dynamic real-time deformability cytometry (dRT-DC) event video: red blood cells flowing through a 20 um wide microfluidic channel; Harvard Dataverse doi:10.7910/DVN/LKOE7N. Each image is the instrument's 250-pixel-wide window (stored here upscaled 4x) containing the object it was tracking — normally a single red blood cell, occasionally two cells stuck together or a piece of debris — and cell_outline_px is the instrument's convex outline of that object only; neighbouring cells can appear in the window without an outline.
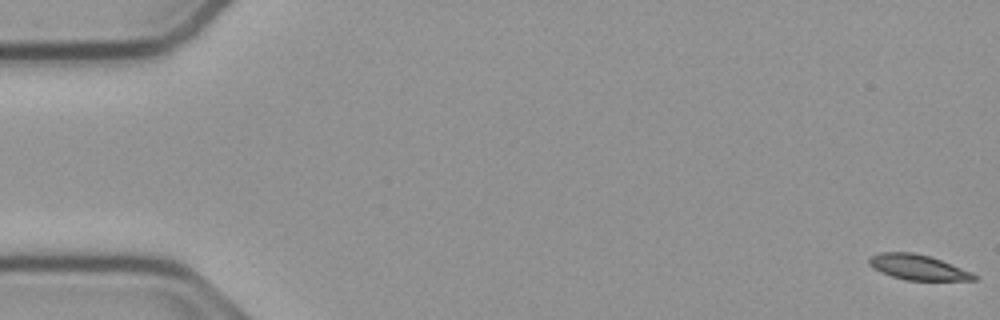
{"species": "common noctule bat (a hibernating species)", "species_latin": "Nyctalus noctula", "temperature_condition": "cold", "stored_images_in_passage": 56, "camera_frame_rate_fps": 3000, "um_per_image_px": 0.085, "animal": {"sex": "male", "body_mass_g": 23.1, "forearm_length_mm": 52.7}, "frame": {"image": 1, "passage_image": 1, "time_ms": 0.0, "image_size_px": [1000, 320], "cell_outline_px": [[976, 280], [904, 280], [880, 272], [872, 268], [868, 264], [868, 260], [872, 256], [880, 252], [912, 252], [928, 256], [940, 260], [972, 272], [976, 276]], "centroid_in_image_um": [77.97, 22.72], "position_along_channel_um": 7.0, "area_um2": 15.26}}
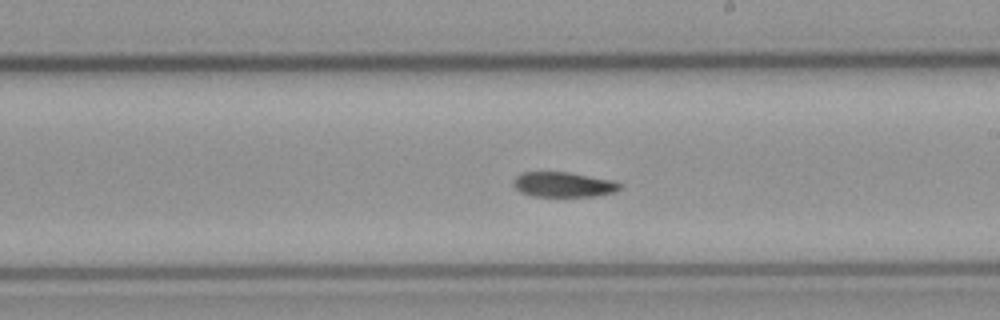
{"frame": {"image": 2, "passage_image": 32, "time_ms": 10.333, "image_size_px": [1000, 320], "cell_outline_px": [[620, 188], [616, 192], [596, 196], [532, 196], [520, 192], [512, 184], [512, 180], [516, 176], [524, 172], [568, 172], [616, 180], [620, 184]], "centroid_in_image_um": [47.9, 15.68], "position_along_channel_um": 241.1, "area_um2": 15.66}}
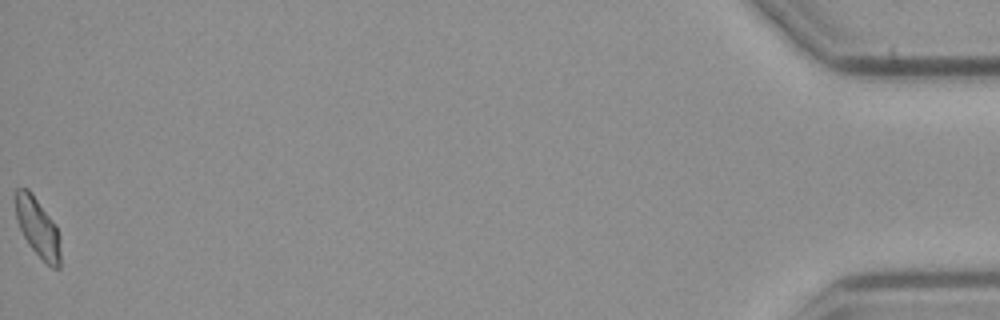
{"frame": {"image": 3, "passage_image": 56, "time_ms": 18.333, "image_size_px": [1000, 320], "cell_outline_px": [[60, 268], [52, 268], [28, 244], [16, 220], [16, 188], [28, 188], [56, 224], [60, 236]], "centroid_in_image_um": [3.23, 19.33], "position_along_channel_um": 432.0, "area_um2": 15.37}}